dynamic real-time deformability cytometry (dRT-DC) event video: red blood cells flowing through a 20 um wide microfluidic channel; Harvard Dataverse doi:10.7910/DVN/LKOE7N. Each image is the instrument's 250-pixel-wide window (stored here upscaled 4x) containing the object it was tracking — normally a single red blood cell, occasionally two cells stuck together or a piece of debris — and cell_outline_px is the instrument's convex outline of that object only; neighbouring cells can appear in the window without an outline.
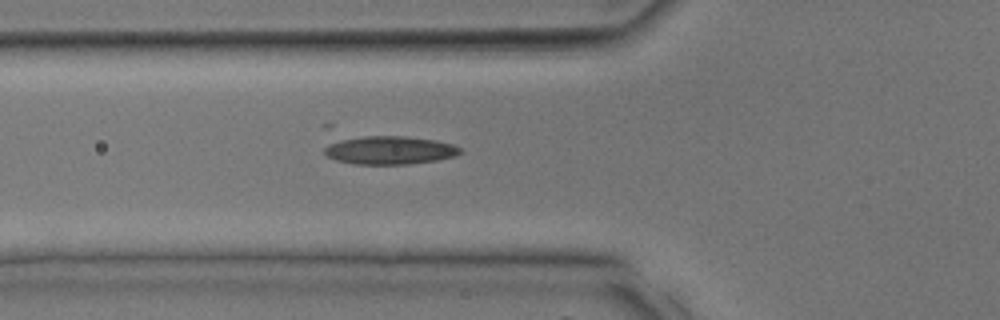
{"species": "common noctule bat (a hibernating species)", "species_latin": "Nyctalus noctula", "temperature_condition": "room temperature", "stored_images_in_passage": 17, "camera_frame_rate_fps": 3000, "um_per_image_px": 0.085, "animal": {"sex": "male", "body_mass_g": 17.9, "forearm_length_mm": 54.2}, "frame": {"image": 1, "passage_image": 6, "time_ms": 1.667, "image_size_px": [1000, 320], "cell_outline_px": [[460, 152], [456, 156], [436, 160], [408, 164], [352, 164], [336, 160], [328, 156], [324, 152], [324, 124], [332, 124], [436, 140], [452, 144], [460, 148]], "centroid_in_image_um": [32.47, 12.49], "position_along_channel_um": 93.3, "area_um2": 27.51}}